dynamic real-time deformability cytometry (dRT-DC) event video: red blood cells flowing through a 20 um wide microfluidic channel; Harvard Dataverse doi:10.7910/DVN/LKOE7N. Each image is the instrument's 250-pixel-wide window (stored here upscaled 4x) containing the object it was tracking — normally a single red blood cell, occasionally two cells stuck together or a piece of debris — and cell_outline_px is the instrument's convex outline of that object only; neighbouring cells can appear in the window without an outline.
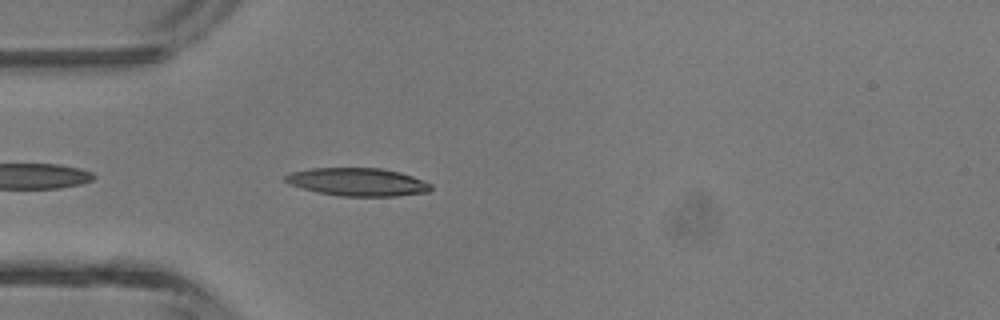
{"species": "common noctule bat (a hibernating species)", "species_latin": "Nyctalus noctula", "temperature_condition": "room temperature", "stored_images_in_passage": 2, "camera_frame_rate_fps": 3000, "um_per_image_px": 0.085, "animal": {"sex": "male", "body_mass_g": 13.3}, "frame": {"image": 1, "passage_image": 2, "time_ms": 1.0, "image_size_px": [1000, 320], "cell_outline_px": [[432, 188], [428, 192], [400, 196], [340, 196], [316, 192], [288, 184], [284, 180], [284, 176], [292, 172], [312, 168], [384, 168], [400, 172], [412, 176], [432, 184]], "centroid_in_image_um": [30.41, 15.47], "position_along_channel_um": 54.6, "area_um2": 23.87}}